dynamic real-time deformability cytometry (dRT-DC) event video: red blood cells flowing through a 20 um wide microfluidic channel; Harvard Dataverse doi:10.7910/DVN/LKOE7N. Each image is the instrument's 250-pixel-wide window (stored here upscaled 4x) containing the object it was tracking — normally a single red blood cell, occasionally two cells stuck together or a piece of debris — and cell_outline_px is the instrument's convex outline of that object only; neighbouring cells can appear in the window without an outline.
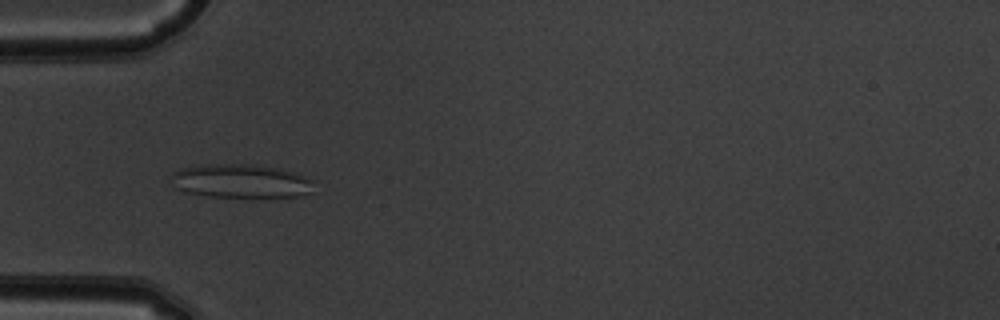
{"species": "common noctule bat (a hibernating species)", "species_latin": "Nyctalus noctula", "temperature_condition": "warm", "stored_images_in_passage": 51, "camera_frame_rate_fps": 3000, "um_per_image_px": 0.085, "animal": {"sex": "male", "body_mass_g": 19.5, "forearm_length_mm": 54.6}, "frame": {"image": 1, "passage_image": 16, "time_ms": 5.0, "image_size_px": [1000, 320], "cell_outline_px": [[316, 180], [308, 192], [296, 196], [212, 196], [184, 192], [176, 188], [172, 176], [172, 172], [180, 168], [208, 164], [252, 164], [276, 168], [308, 176]], "centroid_in_image_um": [20.46, 15.37], "position_along_channel_um": 64.5, "area_um2": 27.63}}
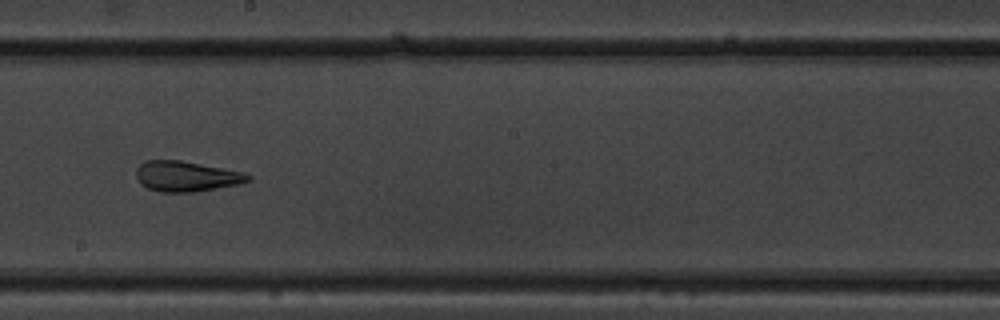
{"frame": {"image": 2, "passage_image": 29, "time_ms": 9.333, "image_size_px": [1000, 320], "cell_outline_px": [[252, 180], [240, 184], [196, 192], [160, 192], [148, 188], [140, 184], [136, 176], [136, 168], [144, 160], [180, 160], [244, 172], [252, 176]], "centroid_in_image_um": [15.85, 14.99], "position_along_channel_um": 232.4, "area_um2": 20.0}}
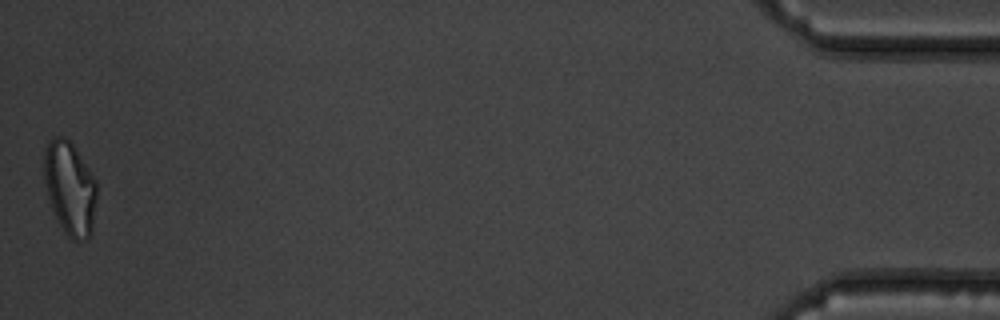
{"frame": {"image": 3, "passage_image": 51, "time_ms": 16.667, "image_size_px": [1000, 320], "cell_outline_px": [[96, 200], [92, 232], [84, 240], [72, 240], [68, 236], [60, 224], [52, 208], [48, 196], [44, 180], [44, 148], [48, 140], [52, 136], [64, 136], [72, 144], [96, 180]], "centroid_in_image_um": [5.93, 15.96], "position_along_channel_um": 429.3, "area_um2": 28.5}, "authors_computed_cell_mechanics": {"area_um2": 24.7384, "velocity_mm_per_s": 3.9065, "shape_relaxation_time_tau1_ms": null, "shape_relaxation_time_tau2_ms": 1.9864, "deformation_change_tau1": null, "deformation_change_tau2": 0.1234}}